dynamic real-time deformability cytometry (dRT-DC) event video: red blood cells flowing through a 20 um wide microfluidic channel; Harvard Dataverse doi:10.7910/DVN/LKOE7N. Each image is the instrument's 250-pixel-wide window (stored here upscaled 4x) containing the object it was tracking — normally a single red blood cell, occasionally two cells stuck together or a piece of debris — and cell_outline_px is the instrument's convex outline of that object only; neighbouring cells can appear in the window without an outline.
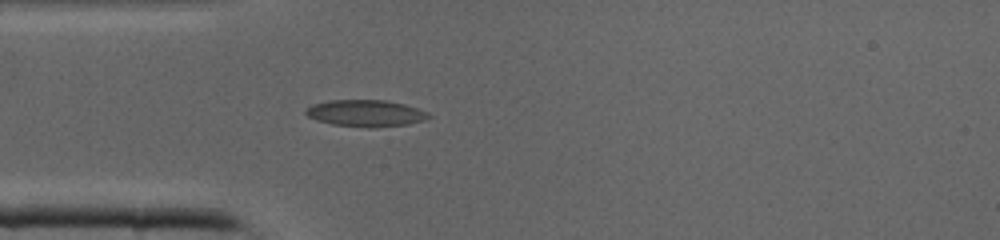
{"species": "common noctule bat (a hibernating species)", "species_latin": "Nyctalus noctula", "temperature_condition": "cold", "stored_images_in_passage": 31, "camera_frame_rate_fps": 3000, "um_per_image_px": 0.085, "animal": {"sex": "male", "body_mass_g": 19.0, "forearm_length_mm": 50.8}, "frame": {"image": 1, "passage_image": 1, "time_ms": 0.0, "image_size_px": [1000, 240], "cell_outline_px": [[432, 116], [424, 120], [408, 124], [372, 128], [332, 124], [316, 120], [308, 116], [304, 112], [304, 108], [312, 104], [328, 100], [384, 100], [404, 104], [428, 112]], "centroid_in_image_um": [31.05, 9.62], "position_along_channel_um": 53.9, "area_um2": 19.19}}
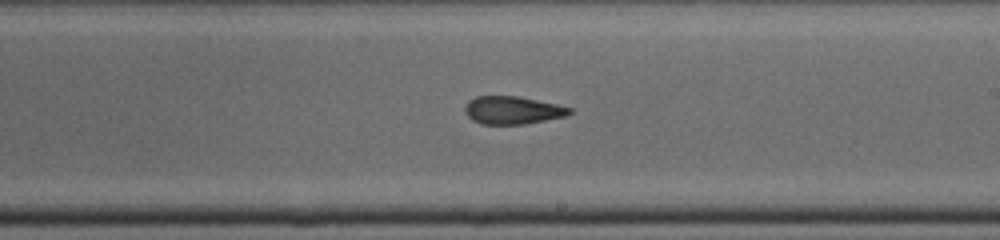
{"frame": {"image": 2, "passage_image": 13, "time_ms": 4.0, "image_size_px": [1000, 240], "cell_outline_px": [[572, 112], [564, 116], [524, 124], [480, 124], [472, 120], [464, 112], [464, 108], [468, 100], [476, 96], [516, 96], [556, 104], [572, 108]], "centroid_in_image_um": [43.51, 9.36], "position_along_channel_um": 245.5, "area_um2": 16.88}}
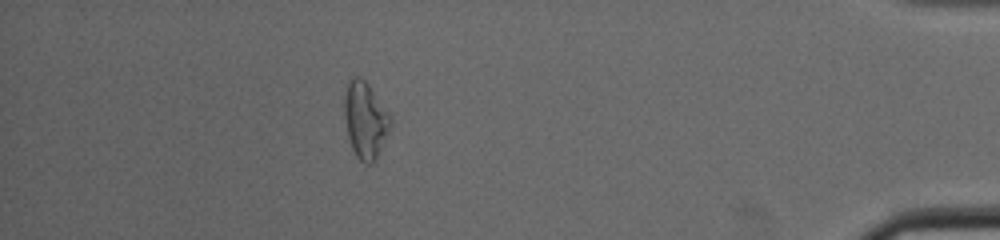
{"frame": {"image": 3, "passage_image": 26, "time_ms": 8.333, "image_size_px": [1000, 240], "cell_outline_px": [[392, 124], [372, 164], [364, 164], [356, 156], [352, 148], [348, 136], [344, 116], [344, 96], [348, 80], [352, 76], [356, 76], [364, 80], [368, 84], [392, 116]], "centroid_in_image_um": [31.04, 10.18], "position_along_channel_um": 404.2, "area_um2": 20.46}}